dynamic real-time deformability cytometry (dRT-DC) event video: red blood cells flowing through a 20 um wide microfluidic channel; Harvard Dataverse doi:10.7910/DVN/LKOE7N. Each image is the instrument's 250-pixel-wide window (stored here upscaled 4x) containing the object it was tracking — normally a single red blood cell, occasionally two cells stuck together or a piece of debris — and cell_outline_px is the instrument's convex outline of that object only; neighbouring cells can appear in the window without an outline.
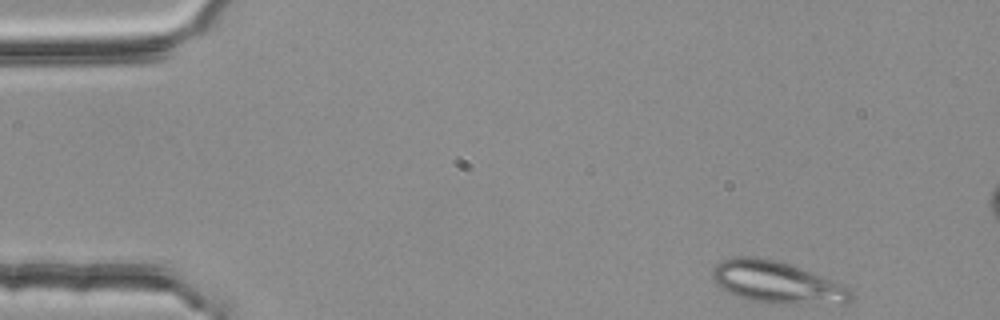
{"species": "common noctule bat (a hibernating species)", "species_latin": "Nyctalus noctula", "temperature_condition": "room temperature", "stored_images_in_passage": 4, "camera_frame_rate_fps": 3000, "um_per_image_px": 0.085, "animal": {"sex": "female", "body_mass_g": 25.1}, "frame": {"image": 1, "passage_image": 1, "time_ms": 0.0, "image_size_px": [1000, 320], "cell_outline_px": [[852, 300], [848, 304], [764, 304], [748, 300], [728, 292], [720, 288], [716, 284], [712, 276], [712, 268], [716, 264], [724, 260], [736, 256], [756, 256], [780, 260], [836, 280], [848, 288], [852, 292]], "centroid_in_image_um": [66.08, 24.01], "position_along_channel_um": 18.9, "area_um2": 34.85}}